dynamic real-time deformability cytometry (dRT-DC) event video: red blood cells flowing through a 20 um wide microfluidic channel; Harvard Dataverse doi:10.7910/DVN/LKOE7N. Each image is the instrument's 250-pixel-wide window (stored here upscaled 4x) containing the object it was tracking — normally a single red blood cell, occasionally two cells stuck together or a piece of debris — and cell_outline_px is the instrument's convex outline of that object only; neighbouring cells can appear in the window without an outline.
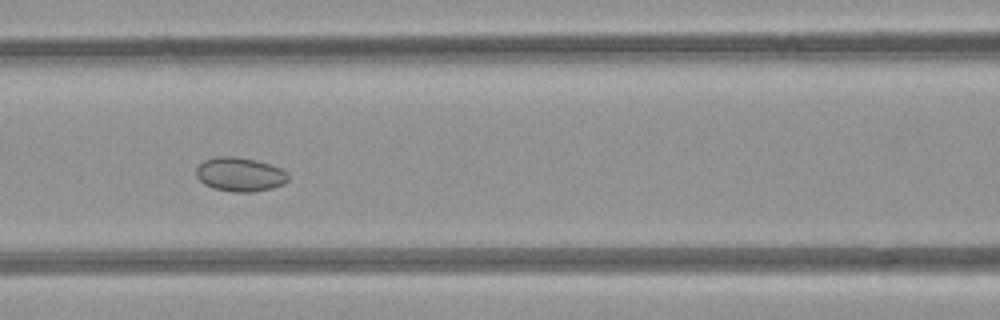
{"species": "common noctule bat (a hibernating species)", "species_latin": "Nyctalus noctula", "temperature_condition": "room temperature", "stored_images_in_passage": 8, "camera_frame_rate_fps": 3000, "um_per_image_px": 0.085, "animal": {"sex": "female", "body_mass_g": 21.9}, "frame": {"image": 1, "passage_image": 7, "time_ms": 6.667, "image_size_px": [1000, 320], "cell_outline_px": [[288, 180], [284, 184], [272, 188], [252, 192], [232, 192], [212, 188], [204, 184], [196, 176], [196, 168], [204, 160], [216, 156], [236, 156], [256, 160], [280, 168], [288, 172]], "centroid_in_image_um": [20.39, 14.82], "position_along_channel_um": 146.2, "area_um2": 18.38}}
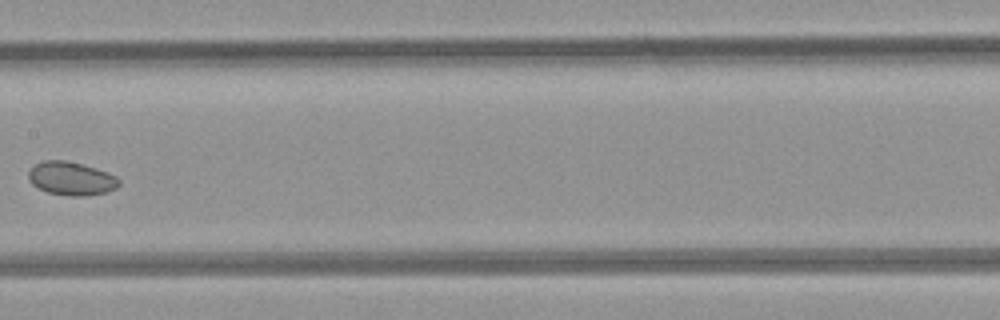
{"frame": {"image": 2, "passage_image": 8, "time_ms": 8.0, "image_size_px": [1000, 320], "cell_outline_px": [[120, 184], [116, 188], [104, 192], [84, 196], [68, 196], [48, 192], [32, 184], [28, 180], [28, 172], [36, 164], [44, 160], [64, 160], [96, 168], [116, 176], [120, 180]], "centroid_in_image_um": [6.05, 15.18], "position_along_channel_um": 201.4, "area_um2": 17.46}}